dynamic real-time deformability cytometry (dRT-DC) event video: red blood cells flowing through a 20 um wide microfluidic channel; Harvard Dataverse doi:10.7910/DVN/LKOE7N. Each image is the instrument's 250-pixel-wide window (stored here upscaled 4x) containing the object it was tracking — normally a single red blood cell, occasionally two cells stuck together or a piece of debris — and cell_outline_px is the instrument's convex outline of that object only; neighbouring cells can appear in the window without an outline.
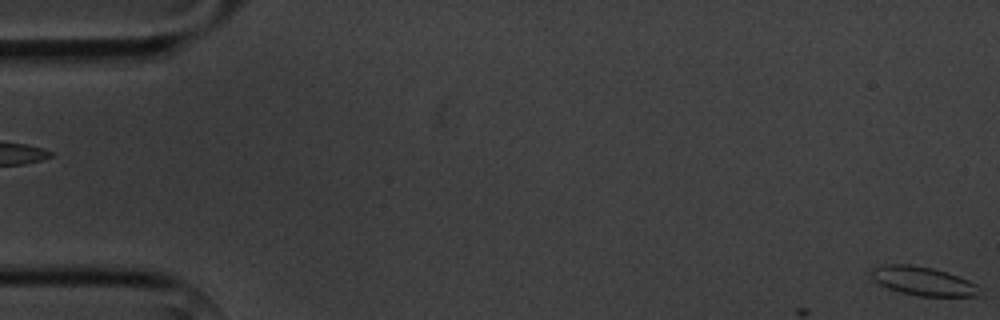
{"species": "common noctule bat (a hibernating species)", "species_latin": "Nyctalus noctula", "temperature_condition": "cold", "stored_images_in_passage": 3, "segment_of_instrument_passage": [2, 2], "camera_frame_rate_fps": 3000, "um_per_image_px": 0.085, "animal": {"sex": "male", "body_mass_g": 20.1, "forearm_length_mm": 53.5}, "frame": {"image": 1, "passage_image": 3, "time_ms": 3.333, "image_size_px": [1000, 320], "cell_outline_px": [[980, 296], [920, 296], [900, 292], [888, 288], [880, 284], [868, 276], [872, 268], [884, 264], [908, 264], [932, 268], [948, 272], [968, 280], [976, 284]], "centroid_in_image_um": [78.41, 23.88], "position_along_channel_um": 6.6, "area_um2": 18.15}}